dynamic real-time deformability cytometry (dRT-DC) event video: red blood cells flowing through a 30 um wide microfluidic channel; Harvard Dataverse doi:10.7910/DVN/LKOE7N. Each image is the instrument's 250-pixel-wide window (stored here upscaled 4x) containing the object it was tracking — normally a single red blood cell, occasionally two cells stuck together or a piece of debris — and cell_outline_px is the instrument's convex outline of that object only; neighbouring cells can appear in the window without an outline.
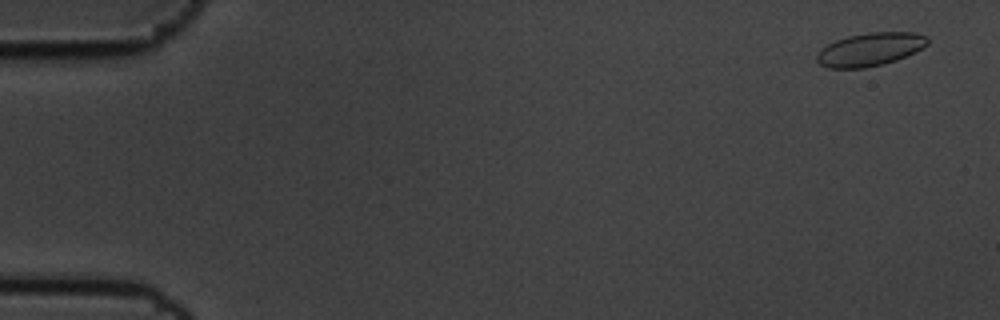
{"species": "common noctule bat (a hibernating species)", "species_latin": "Nyctalus noctula", "temperature_condition": "cold", "stored_images_in_passage": 7, "camera_frame_rate_fps": 3000, "um_per_image_px": 0.085, "animal": {"sex": "male", "body_mass_g": 19.5, "forearm_length_mm": 54.6}, "frame": {"image": 1, "passage_image": 1, "time_ms": 0.0, "image_size_px": [1000, 320], "cell_outline_px": [[928, 44], [896, 60], [884, 64], [864, 68], [828, 68], [820, 64], [816, 60], [816, 56], [828, 44], [836, 40], [848, 36], [868, 32], [912, 32], [928, 36]], "centroid_in_image_um": [73.95, 4.19], "position_along_channel_um": 11.1, "area_um2": 21.15}}
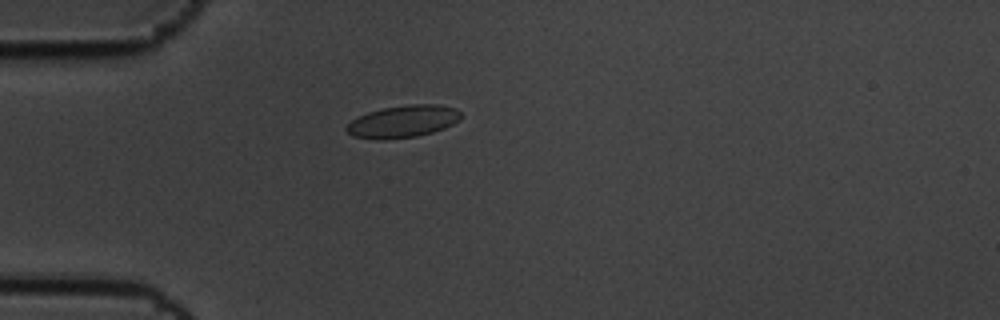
{"frame": {"image": 2, "passage_image": 5, "time_ms": 1.333, "image_size_px": [1000, 320], "cell_outline_px": [[460, 120], [444, 128], [432, 132], [416, 136], [384, 140], [380, 140], [352, 136], [344, 128], [352, 120], [368, 112], [384, 108], [408, 104], [436, 104], [456, 108], [460, 112]], "centroid_in_image_um": [34.25, 10.32], "position_along_channel_um": 50.8, "area_um2": 21.39}}
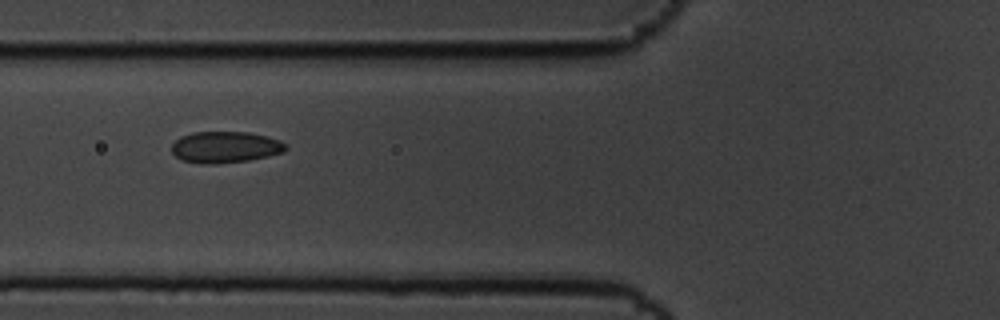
{"frame": {"image": 3, "passage_image": 7, "time_ms": 2.0, "image_size_px": [1000, 320], "cell_outline_px": [[288, 148], [284, 152], [268, 156], [248, 160], [216, 164], [200, 164], [184, 160], [176, 156], [172, 152], [172, 144], [180, 136], [192, 132], [248, 132], [268, 136], [280, 140]], "centroid_in_image_um": [19.15, 12.5], "position_along_channel_um": 106.7, "area_um2": 20.92}}